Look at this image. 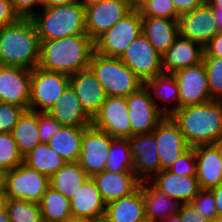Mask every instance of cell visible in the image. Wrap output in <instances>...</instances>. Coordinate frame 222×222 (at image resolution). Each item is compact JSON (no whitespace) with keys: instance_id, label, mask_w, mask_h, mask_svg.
Wrapping results in <instances>:
<instances>
[{"instance_id":"cell-58","label":"cell","mask_w":222,"mask_h":222,"mask_svg":"<svg viewBox=\"0 0 222 222\" xmlns=\"http://www.w3.org/2000/svg\"><path fill=\"white\" fill-rule=\"evenodd\" d=\"M162 222H181V220H180L179 214L177 213V214L170 215Z\"/></svg>"},{"instance_id":"cell-38","label":"cell","mask_w":222,"mask_h":222,"mask_svg":"<svg viewBox=\"0 0 222 222\" xmlns=\"http://www.w3.org/2000/svg\"><path fill=\"white\" fill-rule=\"evenodd\" d=\"M212 100L222 101V58L203 57Z\"/></svg>"},{"instance_id":"cell-54","label":"cell","mask_w":222,"mask_h":222,"mask_svg":"<svg viewBox=\"0 0 222 222\" xmlns=\"http://www.w3.org/2000/svg\"><path fill=\"white\" fill-rule=\"evenodd\" d=\"M104 0H78V2L84 7V8H87V7H90V6H93V5H96L100 2H102Z\"/></svg>"},{"instance_id":"cell-24","label":"cell","mask_w":222,"mask_h":222,"mask_svg":"<svg viewBox=\"0 0 222 222\" xmlns=\"http://www.w3.org/2000/svg\"><path fill=\"white\" fill-rule=\"evenodd\" d=\"M196 178L200 189H212L222 183V160L213 144L194 147Z\"/></svg>"},{"instance_id":"cell-50","label":"cell","mask_w":222,"mask_h":222,"mask_svg":"<svg viewBox=\"0 0 222 222\" xmlns=\"http://www.w3.org/2000/svg\"><path fill=\"white\" fill-rule=\"evenodd\" d=\"M7 170L0 168V197H5Z\"/></svg>"},{"instance_id":"cell-47","label":"cell","mask_w":222,"mask_h":222,"mask_svg":"<svg viewBox=\"0 0 222 222\" xmlns=\"http://www.w3.org/2000/svg\"><path fill=\"white\" fill-rule=\"evenodd\" d=\"M203 57L222 58V31L218 32L204 47Z\"/></svg>"},{"instance_id":"cell-20","label":"cell","mask_w":222,"mask_h":222,"mask_svg":"<svg viewBox=\"0 0 222 222\" xmlns=\"http://www.w3.org/2000/svg\"><path fill=\"white\" fill-rule=\"evenodd\" d=\"M70 86L79 98L84 111L93 118L107 98L103 86L90 68L70 76Z\"/></svg>"},{"instance_id":"cell-13","label":"cell","mask_w":222,"mask_h":222,"mask_svg":"<svg viewBox=\"0 0 222 222\" xmlns=\"http://www.w3.org/2000/svg\"><path fill=\"white\" fill-rule=\"evenodd\" d=\"M131 123V137L153 132L165 118L151 99L148 89L143 85L126 97Z\"/></svg>"},{"instance_id":"cell-36","label":"cell","mask_w":222,"mask_h":222,"mask_svg":"<svg viewBox=\"0 0 222 222\" xmlns=\"http://www.w3.org/2000/svg\"><path fill=\"white\" fill-rule=\"evenodd\" d=\"M4 206L10 222H41L39 203L22 199L5 198Z\"/></svg>"},{"instance_id":"cell-9","label":"cell","mask_w":222,"mask_h":222,"mask_svg":"<svg viewBox=\"0 0 222 222\" xmlns=\"http://www.w3.org/2000/svg\"><path fill=\"white\" fill-rule=\"evenodd\" d=\"M144 83L163 71L162 56L141 33L119 58Z\"/></svg>"},{"instance_id":"cell-55","label":"cell","mask_w":222,"mask_h":222,"mask_svg":"<svg viewBox=\"0 0 222 222\" xmlns=\"http://www.w3.org/2000/svg\"><path fill=\"white\" fill-rule=\"evenodd\" d=\"M148 0H130L132 9L139 10Z\"/></svg>"},{"instance_id":"cell-43","label":"cell","mask_w":222,"mask_h":222,"mask_svg":"<svg viewBox=\"0 0 222 222\" xmlns=\"http://www.w3.org/2000/svg\"><path fill=\"white\" fill-rule=\"evenodd\" d=\"M38 124L41 143H48L63 126L49 112H38Z\"/></svg>"},{"instance_id":"cell-15","label":"cell","mask_w":222,"mask_h":222,"mask_svg":"<svg viewBox=\"0 0 222 222\" xmlns=\"http://www.w3.org/2000/svg\"><path fill=\"white\" fill-rule=\"evenodd\" d=\"M31 73L26 68L0 65V102L30 110Z\"/></svg>"},{"instance_id":"cell-44","label":"cell","mask_w":222,"mask_h":222,"mask_svg":"<svg viewBox=\"0 0 222 222\" xmlns=\"http://www.w3.org/2000/svg\"><path fill=\"white\" fill-rule=\"evenodd\" d=\"M14 12L19 18H32L43 5L39 0H10ZM40 6V7H39Z\"/></svg>"},{"instance_id":"cell-49","label":"cell","mask_w":222,"mask_h":222,"mask_svg":"<svg viewBox=\"0 0 222 222\" xmlns=\"http://www.w3.org/2000/svg\"><path fill=\"white\" fill-rule=\"evenodd\" d=\"M215 198V206L218 217H222V183L211 189Z\"/></svg>"},{"instance_id":"cell-48","label":"cell","mask_w":222,"mask_h":222,"mask_svg":"<svg viewBox=\"0 0 222 222\" xmlns=\"http://www.w3.org/2000/svg\"><path fill=\"white\" fill-rule=\"evenodd\" d=\"M176 11L181 15L207 3V0H172Z\"/></svg>"},{"instance_id":"cell-57","label":"cell","mask_w":222,"mask_h":222,"mask_svg":"<svg viewBox=\"0 0 222 222\" xmlns=\"http://www.w3.org/2000/svg\"><path fill=\"white\" fill-rule=\"evenodd\" d=\"M207 4L212 8H222V0H207Z\"/></svg>"},{"instance_id":"cell-56","label":"cell","mask_w":222,"mask_h":222,"mask_svg":"<svg viewBox=\"0 0 222 222\" xmlns=\"http://www.w3.org/2000/svg\"><path fill=\"white\" fill-rule=\"evenodd\" d=\"M0 222H10L5 206L0 208Z\"/></svg>"},{"instance_id":"cell-27","label":"cell","mask_w":222,"mask_h":222,"mask_svg":"<svg viewBox=\"0 0 222 222\" xmlns=\"http://www.w3.org/2000/svg\"><path fill=\"white\" fill-rule=\"evenodd\" d=\"M48 112L63 126L89 127L91 125L92 118L84 111L70 85Z\"/></svg>"},{"instance_id":"cell-12","label":"cell","mask_w":222,"mask_h":222,"mask_svg":"<svg viewBox=\"0 0 222 222\" xmlns=\"http://www.w3.org/2000/svg\"><path fill=\"white\" fill-rule=\"evenodd\" d=\"M130 0H104L85 8V31L95 41L132 11Z\"/></svg>"},{"instance_id":"cell-5","label":"cell","mask_w":222,"mask_h":222,"mask_svg":"<svg viewBox=\"0 0 222 222\" xmlns=\"http://www.w3.org/2000/svg\"><path fill=\"white\" fill-rule=\"evenodd\" d=\"M89 68L103 86L107 96L127 97L144 83L119 58L93 52Z\"/></svg>"},{"instance_id":"cell-40","label":"cell","mask_w":222,"mask_h":222,"mask_svg":"<svg viewBox=\"0 0 222 222\" xmlns=\"http://www.w3.org/2000/svg\"><path fill=\"white\" fill-rule=\"evenodd\" d=\"M190 203L210 222H213L218 217L212 190L200 189Z\"/></svg>"},{"instance_id":"cell-21","label":"cell","mask_w":222,"mask_h":222,"mask_svg":"<svg viewBox=\"0 0 222 222\" xmlns=\"http://www.w3.org/2000/svg\"><path fill=\"white\" fill-rule=\"evenodd\" d=\"M92 179L106 204L132 194L141 182L134 172L114 173L107 170L93 175Z\"/></svg>"},{"instance_id":"cell-35","label":"cell","mask_w":222,"mask_h":222,"mask_svg":"<svg viewBox=\"0 0 222 222\" xmlns=\"http://www.w3.org/2000/svg\"><path fill=\"white\" fill-rule=\"evenodd\" d=\"M105 170L114 173L133 172V160L128 138L112 139Z\"/></svg>"},{"instance_id":"cell-22","label":"cell","mask_w":222,"mask_h":222,"mask_svg":"<svg viewBox=\"0 0 222 222\" xmlns=\"http://www.w3.org/2000/svg\"><path fill=\"white\" fill-rule=\"evenodd\" d=\"M149 181L157 189L180 203H190L200 190L196 176L173 174L168 170H161Z\"/></svg>"},{"instance_id":"cell-8","label":"cell","mask_w":222,"mask_h":222,"mask_svg":"<svg viewBox=\"0 0 222 222\" xmlns=\"http://www.w3.org/2000/svg\"><path fill=\"white\" fill-rule=\"evenodd\" d=\"M49 187V178L24 163L7 172L5 198L39 203Z\"/></svg>"},{"instance_id":"cell-3","label":"cell","mask_w":222,"mask_h":222,"mask_svg":"<svg viewBox=\"0 0 222 222\" xmlns=\"http://www.w3.org/2000/svg\"><path fill=\"white\" fill-rule=\"evenodd\" d=\"M40 38L31 18L0 28V65L33 70L39 66Z\"/></svg>"},{"instance_id":"cell-18","label":"cell","mask_w":222,"mask_h":222,"mask_svg":"<svg viewBox=\"0 0 222 222\" xmlns=\"http://www.w3.org/2000/svg\"><path fill=\"white\" fill-rule=\"evenodd\" d=\"M152 133L157 143L161 170H167L190 148L179 126L171 117H165Z\"/></svg>"},{"instance_id":"cell-30","label":"cell","mask_w":222,"mask_h":222,"mask_svg":"<svg viewBox=\"0 0 222 222\" xmlns=\"http://www.w3.org/2000/svg\"><path fill=\"white\" fill-rule=\"evenodd\" d=\"M13 139L21 156L24 158L38 144L39 137L38 112L25 110L12 131Z\"/></svg>"},{"instance_id":"cell-2","label":"cell","mask_w":222,"mask_h":222,"mask_svg":"<svg viewBox=\"0 0 222 222\" xmlns=\"http://www.w3.org/2000/svg\"><path fill=\"white\" fill-rule=\"evenodd\" d=\"M190 147L214 144L222 139V101L179 108L172 116Z\"/></svg>"},{"instance_id":"cell-52","label":"cell","mask_w":222,"mask_h":222,"mask_svg":"<svg viewBox=\"0 0 222 222\" xmlns=\"http://www.w3.org/2000/svg\"><path fill=\"white\" fill-rule=\"evenodd\" d=\"M215 21L218 24L219 31H222V8H213Z\"/></svg>"},{"instance_id":"cell-63","label":"cell","mask_w":222,"mask_h":222,"mask_svg":"<svg viewBox=\"0 0 222 222\" xmlns=\"http://www.w3.org/2000/svg\"><path fill=\"white\" fill-rule=\"evenodd\" d=\"M213 222H222V217H217Z\"/></svg>"},{"instance_id":"cell-46","label":"cell","mask_w":222,"mask_h":222,"mask_svg":"<svg viewBox=\"0 0 222 222\" xmlns=\"http://www.w3.org/2000/svg\"><path fill=\"white\" fill-rule=\"evenodd\" d=\"M19 16L14 12L10 0H0V28L15 23Z\"/></svg>"},{"instance_id":"cell-16","label":"cell","mask_w":222,"mask_h":222,"mask_svg":"<svg viewBox=\"0 0 222 222\" xmlns=\"http://www.w3.org/2000/svg\"><path fill=\"white\" fill-rule=\"evenodd\" d=\"M174 74L180 90V108L212 100L203 60Z\"/></svg>"},{"instance_id":"cell-1","label":"cell","mask_w":222,"mask_h":222,"mask_svg":"<svg viewBox=\"0 0 222 222\" xmlns=\"http://www.w3.org/2000/svg\"><path fill=\"white\" fill-rule=\"evenodd\" d=\"M94 51V41L87 33L40 41L39 67L71 76L89 68Z\"/></svg>"},{"instance_id":"cell-32","label":"cell","mask_w":222,"mask_h":222,"mask_svg":"<svg viewBox=\"0 0 222 222\" xmlns=\"http://www.w3.org/2000/svg\"><path fill=\"white\" fill-rule=\"evenodd\" d=\"M88 177L78 161L67 162L49 178V186L70 200Z\"/></svg>"},{"instance_id":"cell-28","label":"cell","mask_w":222,"mask_h":222,"mask_svg":"<svg viewBox=\"0 0 222 222\" xmlns=\"http://www.w3.org/2000/svg\"><path fill=\"white\" fill-rule=\"evenodd\" d=\"M140 187L148 219L163 221L179 212L181 203L157 189L149 180L141 181Z\"/></svg>"},{"instance_id":"cell-45","label":"cell","mask_w":222,"mask_h":222,"mask_svg":"<svg viewBox=\"0 0 222 222\" xmlns=\"http://www.w3.org/2000/svg\"><path fill=\"white\" fill-rule=\"evenodd\" d=\"M178 214L181 222H210L191 203H181Z\"/></svg>"},{"instance_id":"cell-60","label":"cell","mask_w":222,"mask_h":222,"mask_svg":"<svg viewBox=\"0 0 222 222\" xmlns=\"http://www.w3.org/2000/svg\"><path fill=\"white\" fill-rule=\"evenodd\" d=\"M91 222H109V220L105 216H103L100 218H95L94 220H91Z\"/></svg>"},{"instance_id":"cell-33","label":"cell","mask_w":222,"mask_h":222,"mask_svg":"<svg viewBox=\"0 0 222 222\" xmlns=\"http://www.w3.org/2000/svg\"><path fill=\"white\" fill-rule=\"evenodd\" d=\"M23 163L50 178L67 161L52 149L48 143H40L23 158Z\"/></svg>"},{"instance_id":"cell-31","label":"cell","mask_w":222,"mask_h":222,"mask_svg":"<svg viewBox=\"0 0 222 222\" xmlns=\"http://www.w3.org/2000/svg\"><path fill=\"white\" fill-rule=\"evenodd\" d=\"M86 127L62 126L48 145L67 162H77L81 153V141Z\"/></svg>"},{"instance_id":"cell-29","label":"cell","mask_w":222,"mask_h":222,"mask_svg":"<svg viewBox=\"0 0 222 222\" xmlns=\"http://www.w3.org/2000/svg\"><path fill=\"white\" fill-rule=\"evenodd\" d=\"M104 216L109 222H135L145 218L141 187L128 196L108 202Z\"/></svg>"},{"instance_id":"cell-42","label":"cell","mask_w":222,"mask_h":222,"mask_svg":"<svg viewBox=\"0 0 222 222\" xmlns=\"http://www.w3.org/2000/svg\"><path fill=\"white\" fill-rule=\"evenodd\" d=\"M167 170L173 174L196 176V157L194 147H190Z\"/></svg>"},{"instance_id":"cell-7","label":"cell","mask_w":222,"mask_h":222,"mask_svg":"<svg viewBox=\"0 0 222 222\" xmlns=\"http://www.w3.org/2000/svg\"><path fill=\"white\" fill-rule=\"evenodd\" d=\"M69 85V75L37 66L31 73L30 110L48 112Z\"/></svg>"},{"instance_id":"cell-62","label":"cell","mask_w":222,"mask_h":222,"mask_svg":"<svg viewBox=\"0 0 222 222\" xmlns=\"http://www.w3.org/2000/svg\"><path fill=\"white\" fill-rule=\"evenodd\" d=\"M135 222H149V219L147 217H145V218L135 221Z\"/></svg>"},{"instance_id":"cell-34","label":"cell","mask_w":222,"mask_h":222,"mask_svg":"<svg viewBox=\"0 0 222 222\" xmlns=\"http://www.w3.org/2000/svg\"><path fill=\"white\" fill-rule=\"evenodd\" d=\"M39 206L42 214V221L62 222L72 215L70 200L51 186L46 189Z\"/></svg>"},{"instance_id":"cell-65","label":"cell","mask_w":222,"mask_h":222,"mask_svg":"<svg viewBox=\"0 0 222 222\" xmlns=\"http://www.w3.org/2000/svg\"><path fill=\"white\" fill-rule=\"evenodd\" d=\"M149 222H162V221L150 220V219H149Z\"/></svg>"},{"instance_id":"cell-25","label":"cell","mask_w":222,"mask_h":222,"mask_svg":"<svg viewBox=\"0 0 222 222\" xmlns=\"http://www.w3.org/2000/svg\"><path fill=\"white\" fill-rule=\"evenodd\" d=\"M72 216L94 220L103 217L106 203L92 177H88L70 199Z\"/></svg>"},{"instance_id":"cell-64","label":"cell","mask_w":222,"mask_h":222,"mask_svg":"<svg viewBox=\"0 0 222 222\" xmlns=\"http://www.w3.org/2000/svg\"><path fill=\"white\" fill-rule=\"evenodd\" d=\"M39 1L44 6L49 0H39Z\"/></svg>"},{"instance_id":"cell-23","label":"cell","mask_w":222,"mask_h":222,"mask_svg":"<svg viewBox=\"0 0 222 222\" xmlns=\"http://www.w3.org/2000/svg\"><path fill=\"white\" fill-rule=\"evenodd\" d=\"M204 47L199 43L179 36L162 55L163 72L175 73L178 70L202 61Z\"/></svg>"},{"instance_id":"cell-59","label":"cell","mask_w":222,"mask_h":222,"mask_svg":"<svg viewBox=\"0 0 222 222\" xmlns=\"http://www.w3.org/2000/svg\"><path fill=\"white\" fill-rule=\"evenodd\" d=\"M218 152L220 159L222 160V139L218 140L216 143L213 144Z\"/></svg>"},{"instance_id":"cell-53","label":"cell","mask_w":222,"mask_h":222,"mask_svg":"<svg viewBox=\"0 0 222 222\" xmlns=\"http://www.w3.org/2000/svg\"><path fill=\"white\" fill-rule=\"evenodd\" d=\"M62 222H91V220L71 215L70 217L65 218Z\"/></svg>"},{"instance_id":"cell-26","label":"cell","mask_w":222,"mask_h":222,"mask_svg":"<svg viewBox=\"0 0 222 222\" xmlns=\"http://www.w3.org/2000/svg\"><path fill=\"white\" fill-rule=\"evenodd\" d=\"M142 33L162 56L179 37L178 20L141 16Z\"/></svg>"},{"instance_id":"cell-19","label":"cell","mask_w":222,"mask_h":222,"mask_svg":"<svg viewBox=\"0 0 222 222\" xmlns=\"http://www.w3.org/2000/svg\"><path fill=\"white\" fill-rule=\"evenodd\" d=\"M144 85L154 104L165 117H171L180 108V90L174 73L162 71L145 81Z\"/></svg>"},{"instance_id":"cell-61","label":"cell","mask_w":222,"mask_h":222,"mask_svg":"<svg viewBox=\"0 0 222 222\" xmlns=\"http://www.w3.org/2000/svg\"><path fill=\"white\" fill-rule=\"evenodd\" d=\"M5 197H0V208L4 206Z\"/></svg>"},{"instance_id":"cell-39","label":"cell","mask_w":222,"mask_h":222,"mask_svg":"<svg viewBox=\"0 0 222 222\" xmlns=\"http://www.w3.org/2000/svg\"><path fill=\"white\" fill-rule=\"evenodd\" d=\"M139 11L141 16L163 17L173 20H178L180 16L172 0H148Z\"/></svg>"},{"instance_id":"cell-14","label":"cell","mask_w":222,"mask_h":222,"mask_svg":"<svg viewBox=\"0 0 222 222\" xmlns=\"http://www.w3.org/2000/svg\"><path fill=\"white\" fill-rule=\"evenodd\" d=\"M179 36L190 39L205 47L218 33L213 8L207 3L196 9L181 14L178 19Z\"/></svg>"},{"instance_id":"cell-51","label":"cell","mask_w":222,"mask_h":222,"mask_svg":"<svg viewBox=\"0 0 222 222\" xmlns=\"http://www.w3.org/2000/svg\"><path fill=\"white\" fill-rule=\"evenodd\" d=\"M76 2H78V0H49L44 6H60Z\"/></svg>"},{"instance_id":"cell-6","label":"cell","mask_w":222,"mask_h":222,"mask_svg":"<svg viewBox=\"0 0 222 222\" xmlns=\"http://www.w3.org/2000/svg\"><path fill=\"white\" fill-rule=\"evenodd\" d=\"M141 33V13L139 10L133 9L94 41L95 52L108 57L120 58Z\"/></svg>"},{"instance_id":"cell-4","label":"cell","mask_w":222,"mask_h":222,"mask_svg":"<svg viewBox=\"0 0 222 222\" xmlns=\"http://www.w3.org/2000/svg\"><path fill=\"white\" fill-rule=\"evenodd\" d=\"M31 19L40 41L86 34L85 8L79 2L60 6H42Z\"/></svg>"},{"instance_id":"cell-11","label":"cell","mask_w":222,"mask_h":222,"mask_svg":"<svg viewBox=\"0 0 222 222\" xmlns=\"http://www.w3.org/2000/svg\"><path fill=\"white\" fill-rule=\"evenodd\" d=\"M112 139L107 132L92 125L85 128L78 162L89 177L105 170Z\"/></svg>"},{"instance_id":"cell-41","label":"cell","mask_w":222,"mask_h":222,"mask_svg":"<svg viewBox=\"0 0 222 222\" xmlns=\"http://www.w3.org/2000/svg\"><path fill=\"white\" fill-rule=\"evenodd\" d=\"M24 111L25 109L18 105L0 102V133H12Z\"/></svg>"},{"instance_id":"cell-17","label":"cell","mask_w":222,"mask_h":222,"mask_svg":"<svg viewBox=\"0 0 222 222\" xmlns=\"http://www.w3.org/2000/svg\"><path fill=\"white\" fill-rule=\"evenodd\" d=\"M129 149L133 160V172L141 180H150L161 171L155 135L137 134L128 138Z\"/></svg>"},{"instance_id":"cell-37","label":"cell","mask_w":222,"mask_h":222,"mask_svg":"<svg viewBox=\"0 0 222 222\" xmlns=\"http://www.w3.org/2000/svg\"><path fill=\"white\" fill-rule=\"evenodd\" d=\"M23 163L12 133H0V168L7 171Z\"/></svg>"},{"instance_id":"cell-10","label":"cell","mask_w":222,"mask_h":222,"mask_svg":"<svg viewBox=\"0 0 222 222\" xmlns=\"http://www.w3.org/2000/svg\"><path fill=\"white\" fill-rule=\"evenodd\" d=\"M91 125L107 132L112 138H130L131 123L126 97L107 96L92 118Z\"/></svg>"}]
</instances>
